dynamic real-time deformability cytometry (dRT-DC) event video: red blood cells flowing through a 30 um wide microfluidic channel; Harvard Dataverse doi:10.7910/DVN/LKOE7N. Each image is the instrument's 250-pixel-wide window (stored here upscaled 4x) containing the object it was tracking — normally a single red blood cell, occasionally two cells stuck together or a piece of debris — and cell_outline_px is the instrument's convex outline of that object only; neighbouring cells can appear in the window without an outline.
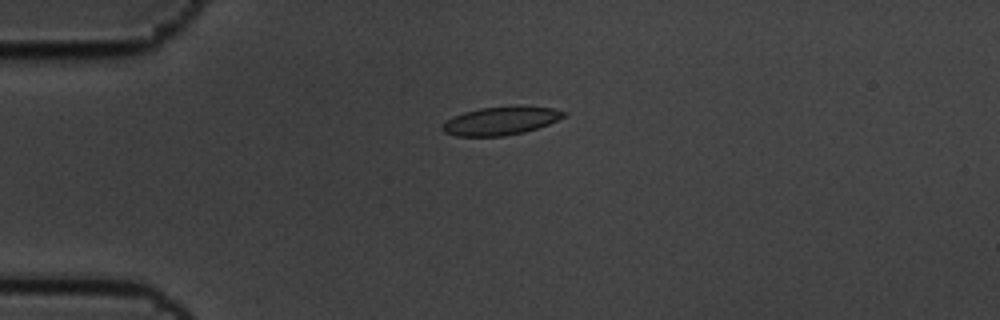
{"species": "common noctule bat (a hibernating species)", "species_latin": "Nyctalus noctula", "temperature_condition": "cold", "stored_images_in_passage": 8, "camera_frame_rate_fps": 3000, "um_per_image_px": 0.085, "animal": {"sex": "male", "body_mass_g": 19.5, "forearm_length_mm": 54.6}, "frame": {"image": 1, "passage_image": 4, "time_ms": 1.0, "image_size_px": [1000, 320], "cell_outline_px": [[568, 112], [564, 116], [548, 124], [524, 132], [504, 136], [456, 136], [444, 132], [440, 128], [448, 120], [464, 112], [480, 108], [516, 104], [520, 104], [552, 108]], "centroid_in_image_um": [42.6, 10.24], "position_along_channel_um": 42.4, "area_um2": 20.17}}
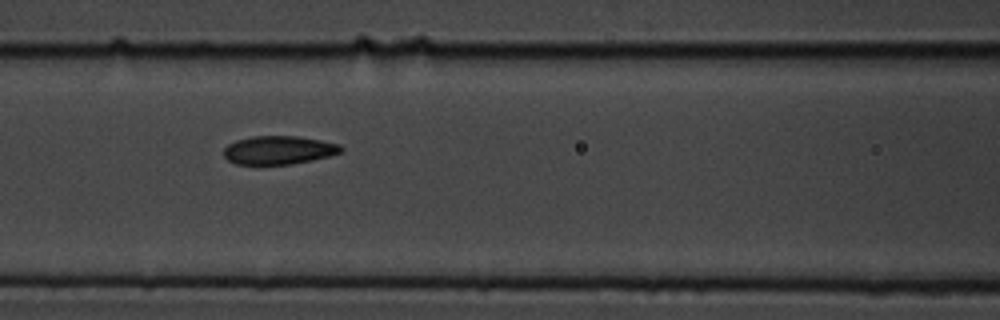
{"frame": {"image": 2, "passage_image": 7, "time_ms": 2.0, "image_size_px": [1000, 320], "cell_outline_px": [[344, 148], [340, 152], [328, 156], [312, 160], [292, 164], [256, 168], [236, 164], [228, 160], [224, 156], [224, 148], [228, 144], [236, 140], [252, 136], [296, 136], [320, 140], [340, 144]], "centroid_in_image_um": [23.62, 12.8], "position_along_channel_um": 143.0, "area_um2": 20.17}}
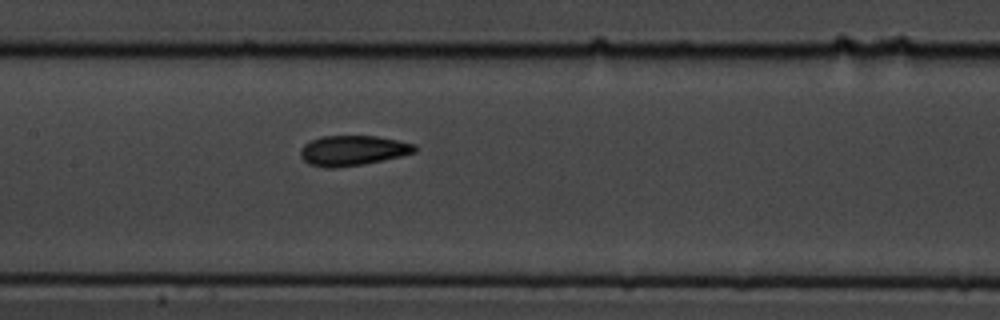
{"frame": {"image": 3, "passage_image": 8, "time_ms": 2.333, "image_size_px": [1000, 320], "cell_outline_px": [[416, 152], [400, 156], [364, 164], [336, 168], [324, 168], [308, 164], [300, 156], [300, 148], [304, 144], [312, 140], [324, 136], [376, 136], [416, 144]], "centroid_in_image_um": [29.96, 12.8], "position_along_channel_um": 177.4, "area_um2": 20.06}}